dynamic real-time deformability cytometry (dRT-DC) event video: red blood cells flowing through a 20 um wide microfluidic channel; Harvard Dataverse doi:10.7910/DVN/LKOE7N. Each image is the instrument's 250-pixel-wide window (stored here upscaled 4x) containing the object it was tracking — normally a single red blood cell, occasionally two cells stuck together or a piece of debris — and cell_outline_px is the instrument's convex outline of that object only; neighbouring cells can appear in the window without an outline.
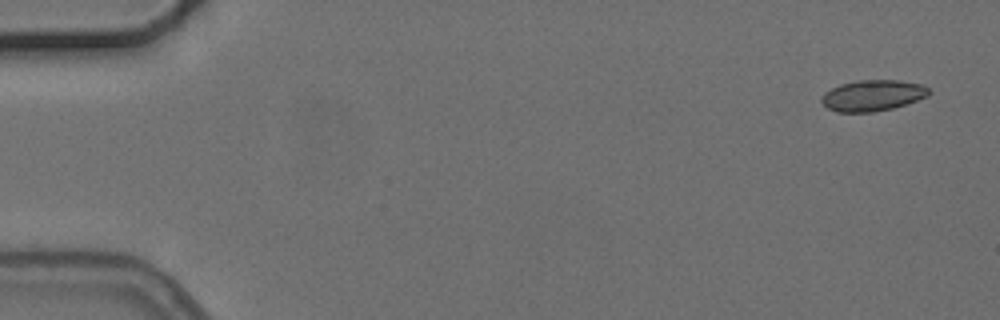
{"species": "common noctule bat (a hibernating species)", "species_latin": "Nyctalus noctula", "temperature_condition": "cold", "stored_images_in_passage": 5, "camera_frame_rate_fps": 3000, "um_per_image_px": 0.085, "animal": {"sex": "female", "body_mass_g": 24.6, "forearm_length_mm": 56.2}, "frame": {"image": 1, "passage_image": 1, "time_ms": 0.0, "image_size_px": [1000, 320], "cell_outline_px": [[932, 92], [928, 96], [892, 108], [872, 112], [836, 112], [828, 108], [820, 100], [820, 96], [824, 92], [840, 84], [856, 80], [900, 80], [920, 84], [928, 88]], "centroid_in_image_um": [74.15, 8.11], "position_along_channel_um": 10.9, "area_um2": 19.42}}
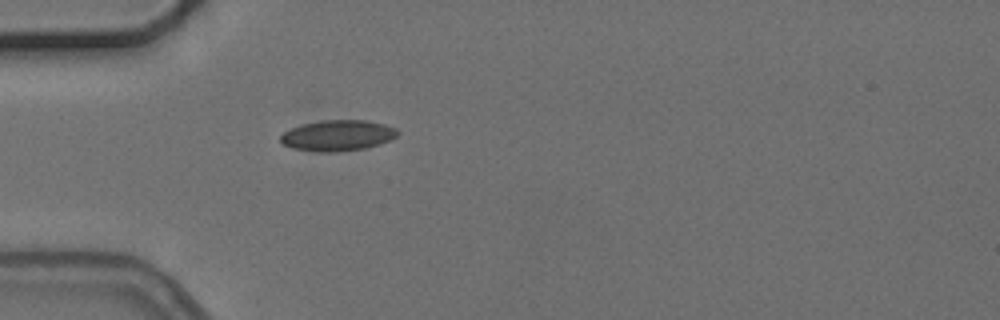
{"frame": {"image": 2, "passage_image": 5, "time_ms": 4.667, "image_size_px": [1000, 320], "cell_outline_px": [[400, 132], [396, 136], [380, 144], [364, 148], [336, 152], [316, 152], [292, 148], [284, 144], [280, 140], [280, 136], [284, 132], [300, 124], [320, 120], [364, 120], [384, 124], [396, 128]], "centroid_in_image_um": [28.69, 11.51], "position_along_channel_um": 56.3, "area_um2": 21.04}}